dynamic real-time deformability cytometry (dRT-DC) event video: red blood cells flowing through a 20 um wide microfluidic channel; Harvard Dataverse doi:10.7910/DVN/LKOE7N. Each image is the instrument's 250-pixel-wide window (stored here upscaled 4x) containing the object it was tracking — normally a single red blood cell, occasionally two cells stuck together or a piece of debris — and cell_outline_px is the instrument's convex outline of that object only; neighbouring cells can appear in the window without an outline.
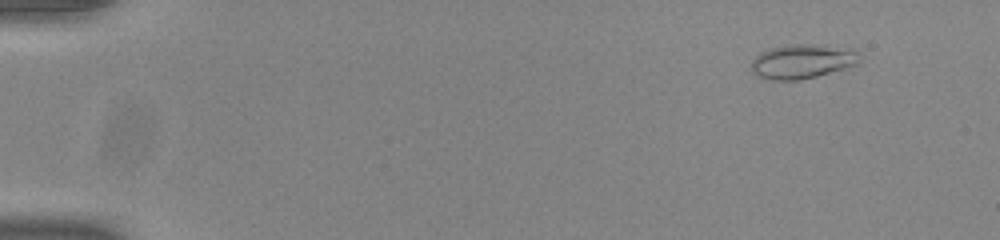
{"species": "common noctule bat (a hibernating species)", "species_latin": "Nyctalus noctula", "temperature_condition": "room temperature", "stored_images_in_passage": 18, "camera_frame_rate_fps": 3000, "um_per_image_px": 0.085, "animal": {"sex": "male", "body_mass_g": 20.0, "forearm_length_mm": 53.3}, "frame": {"image": 1, "passage_image": 6, "time_ms": 1.667, "image_size_px": [1000, 240], "cell_outline_px": [[860, 60], [856, 64], [844, 68], [816, 76], [800, 80], [768, 80], [756, 76], [752, 72], [752, 60], [760, 52], [772, 48], [788, 44], [824, 44], [856, 48]], "centroid_in_image_um": [68.21, 5.2], "position_along_channel_um": 16.8, "area_um2": 21.96}}